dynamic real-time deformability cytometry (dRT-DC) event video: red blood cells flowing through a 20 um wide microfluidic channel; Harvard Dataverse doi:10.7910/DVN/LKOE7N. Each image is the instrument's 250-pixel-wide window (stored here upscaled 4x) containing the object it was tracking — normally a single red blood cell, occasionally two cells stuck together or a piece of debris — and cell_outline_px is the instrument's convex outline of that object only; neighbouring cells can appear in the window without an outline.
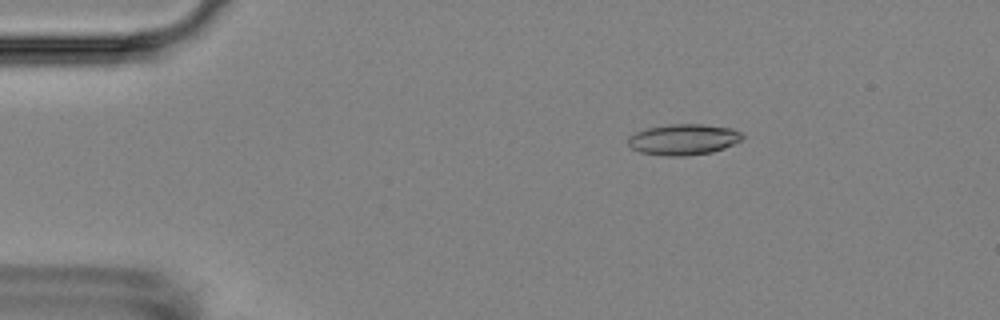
{"species": "Egyptian fruit bat (a non-hibernating species)", "species_latin": "Rousettus aegyptiacus", "temperature_condition": "room temperature", "stored_images_in_passage": 5, "camera_frame_rate_fps": 3000, "um_per_image_px": 0.085, "animal": {"sex": "female"}, "frame": {"image": 1, "passage_image": 3, "time_ms": 2.333, "image_size_px": [1000, 320], "cell_outline_px": [[744, 136], [740, 140], [724, 148], [712, 152], [684, 156], [668, 156], [640, 152], [632, 148], [628, 144], [628, 136], [636, 132], [648, 128], [672, 124], [704, 124], [732, 128], [740, 132]], "centroid_in_image_um": [58.09, 11.85], "position_along_channel_um": 26.9, "area_um2": 20.46}}